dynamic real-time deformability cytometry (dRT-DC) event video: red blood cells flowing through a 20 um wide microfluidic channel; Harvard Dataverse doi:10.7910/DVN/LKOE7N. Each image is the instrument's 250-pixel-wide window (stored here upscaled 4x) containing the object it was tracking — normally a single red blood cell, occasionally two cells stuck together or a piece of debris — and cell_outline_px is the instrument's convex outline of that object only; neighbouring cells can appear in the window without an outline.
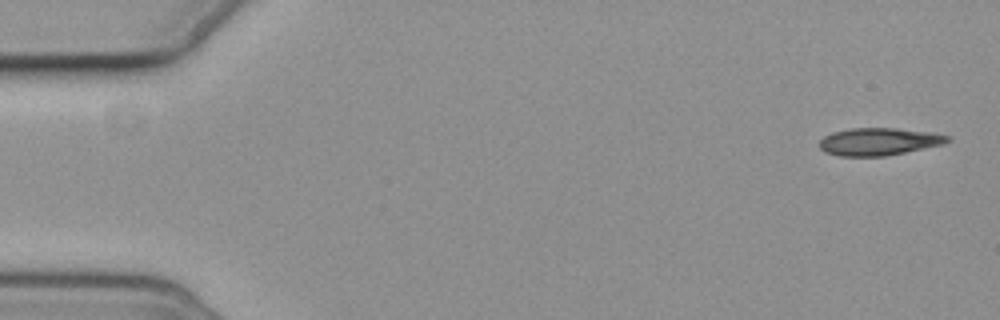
{"species": "common noctule bat (a hibernating species)", "species_latin": "Nyctalus noctula", "temperature_condition": "cold", "stored_images_in_passage": 3, "camera_frame_rate_fps": 3000, "um_per_image_px": 0.085, "animal": {"sex": "female", "body_mass_g": 19.3, "forearm_length_mm": 54.1}, "frame": {"image": 1, "passage_image": 1, "time_ms": 0.0, "image_size_px": [1000, 320], "cell_outline_px": [[952, 140], [944, 144], [884, 156], [840, 156], [824, 152], [820, 148], [820, 140], [824, 136], [832, 132], [852, 128], [896, 128], [932, 132], [952, 136]], "centroid_in_image_um": [74.73, 12.03], "position_along_channel_um": 10.3, "area_um2": 20.58}}